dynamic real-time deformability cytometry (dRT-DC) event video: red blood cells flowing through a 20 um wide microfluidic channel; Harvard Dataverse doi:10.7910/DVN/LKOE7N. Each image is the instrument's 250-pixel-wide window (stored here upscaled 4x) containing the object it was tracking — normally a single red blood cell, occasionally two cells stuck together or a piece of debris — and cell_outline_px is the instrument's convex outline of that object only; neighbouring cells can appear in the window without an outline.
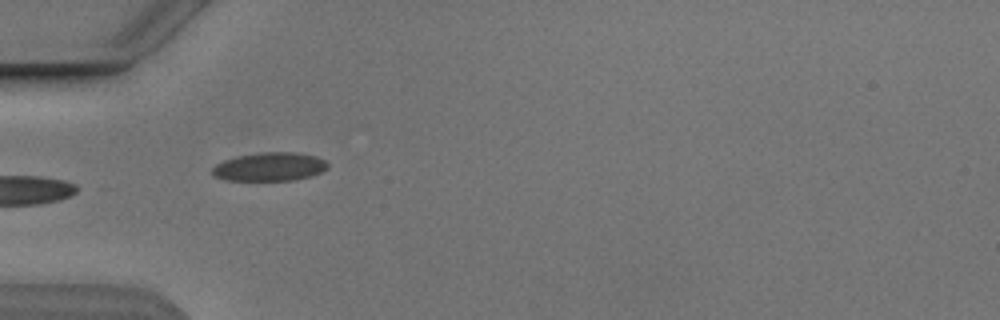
{"species": "Egyptian fruit bat (a non-hibernating species)", "species_latin": "Rousettus aegyptiacus", "temperature_condition": "cold", "stored_images_in_passage": 25, "camera_frame_rate_fps": 3000, "um_per_image_px": 0.085, "animal": {"sex": "male"}, "frame": {"image": 1, "passage_image": 1, "time_ms": 0.0, "image_size_px": [1000, 320], "cell_outline_px": [[328, 168], [312, 176], [292, 180], [224, 180], [212, 176], [212, 168], [216, 164], [224, 160], [240, 156], [264, 152], [296, 152], [316, 156], [324, 160], [328, 164]], "centroid_in_image_um": [22.92, 14.18], "position_along_channel_um": 62.1, "area_um2": 19.13}}